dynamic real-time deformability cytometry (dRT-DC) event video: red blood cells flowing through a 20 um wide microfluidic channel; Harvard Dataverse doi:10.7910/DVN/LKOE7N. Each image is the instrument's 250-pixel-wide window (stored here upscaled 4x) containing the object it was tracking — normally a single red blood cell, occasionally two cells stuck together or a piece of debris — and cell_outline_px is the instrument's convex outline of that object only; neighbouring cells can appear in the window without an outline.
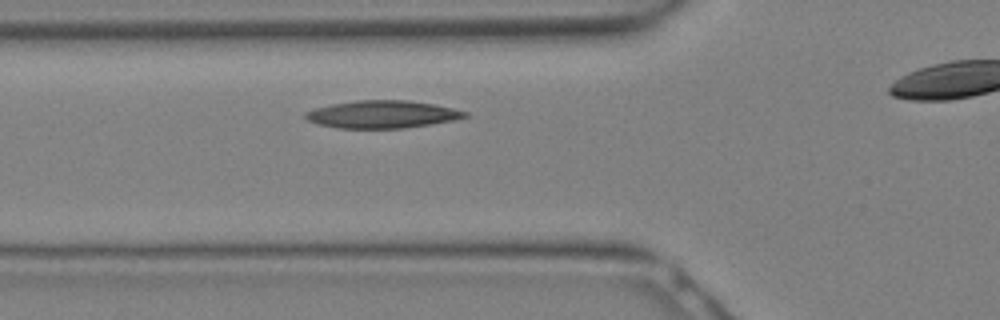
{"species": "Egyptian fruit bat (a non-hibernating species)", "species_latin": "Rousettus aegyptiacus", "temperature_condition": "warm", "stored_images_in_passage": 7, "camera_frame_rate_fps": 3000, "um_per_image_px": 0.085, "animal": {"sex": "female"}, "frame": {"image": 1, "passage_image": 5, "time_ms": 1.333, "image_size_px": [1000, 320], "cell_outline_px": [[468, 116], [452, 120], [404, 128], [336, 128], [320, 124], [308, 120], [304, 116], [304, 112], [316, 108], [332, 104], [356, 100], [408, 100], [436, 104], [468, 112]], "centroid_in_image_um": [32.48, 9.71], "position_along_channel_um": 93.3, "area_um2": 25.43}}
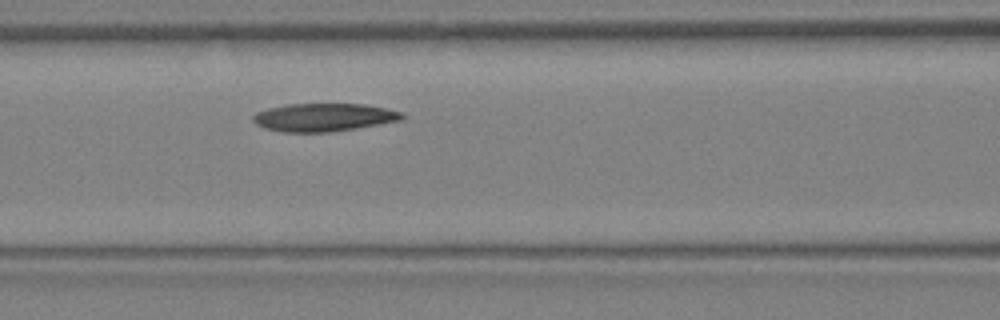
{"frame": {"image": 2, "passage_image": 7, "time_ms": 2.0, "image_size_px": [1000, 320], "cell_outline_px": [[404, 120], [328, 132], [284, 132], [264, 128], [256, 124], [252, 120], [252, 116], [256, 112], [268, 108], [288, 104], [364, 104], [404, 112]], "centroid_in_image_um": [27.51, 9.97], "position_along_channel_um": 139.1, "area_um2": 24.28}}